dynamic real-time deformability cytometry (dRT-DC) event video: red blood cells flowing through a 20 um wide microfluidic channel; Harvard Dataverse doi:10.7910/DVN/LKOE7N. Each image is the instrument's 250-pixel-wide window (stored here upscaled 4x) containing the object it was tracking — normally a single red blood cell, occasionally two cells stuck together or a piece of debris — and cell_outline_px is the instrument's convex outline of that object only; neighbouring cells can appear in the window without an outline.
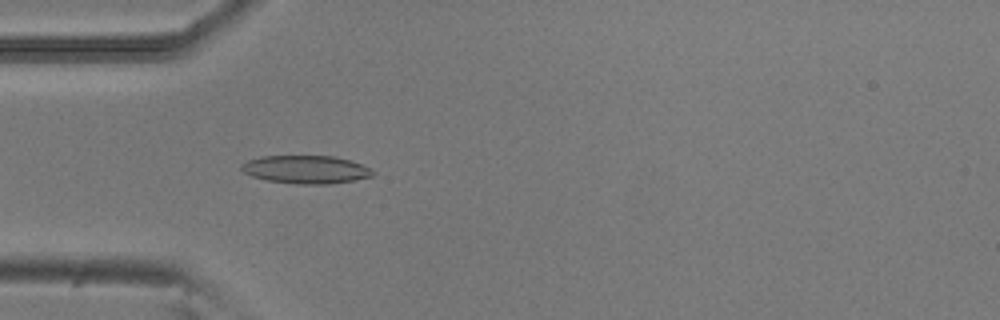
{"species": "common noctule bat (a hibernating species)", "species_latin": "Nyctalus noctula", "temperature_condition": "room temperature", "stored_images_in_passage": 4, "camera_frame_rate_fps": 3000, "um_per_image_px": 0.085, "animal": {"sex": "male", "body_mass_g": 20.5, "forearm_length_mm": 52.5}, "frame": {"image": 1, "passage_image": 4, "time_ms": 1.0, "image_size_px": [1000, 320], "cell_outline_px": [[376, 172], [372, 176], [356, 180], [328, 184], [296, 184], [268, 180], [252, 176], [244, 172], [240, 168], [240, 164], [248, 160], [260, 156], [336, 156], [372, 168]], "centroid_in_image_um": [26.01, 14.4], "position_along_channel_um": 59.0, "area_um2": 21.56}}